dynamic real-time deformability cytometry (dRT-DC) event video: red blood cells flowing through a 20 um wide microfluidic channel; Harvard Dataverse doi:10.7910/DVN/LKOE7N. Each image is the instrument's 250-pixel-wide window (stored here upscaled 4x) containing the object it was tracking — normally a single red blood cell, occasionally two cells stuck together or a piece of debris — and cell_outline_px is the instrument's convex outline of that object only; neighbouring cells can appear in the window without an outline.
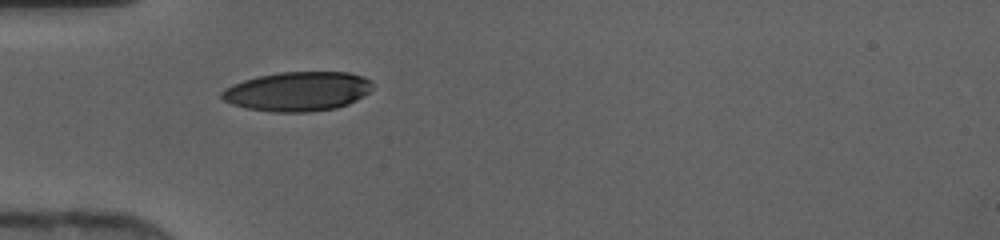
{"species": "human", "species_latin": "Homo sapiens", "temperature_condition": "cold", "stored_images_in_passage": 32, "camera_frame_rate_fps": 3000, "um_per_image_px": 0.085, "donor": {"sex": "female"}, "frame": {"image": 1, "passage_image": 1, "time_ms": 0.0, "image_size_px": [1000, 240], "cell_outline_px": [[372, 88], [364, 96], [348, 104], [336, 108], [308, 112], [272, 112], [244, 108], [232, 104], [224, 100], [220, 96], [220, 92], [224, 88], [232, 84], [244, 80], [260, 76], [280, 72], [348, 72], [364, 76], [372, 80]], "centroid_in_image_um": [25.3, 7.77], "position_along_channel_um": 59.7, "area_um2": 34.8}}
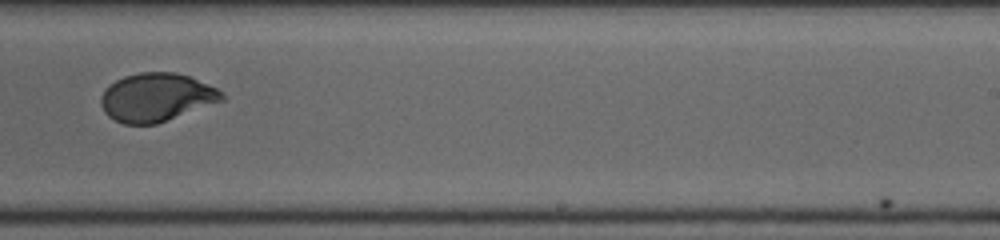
{"frame": {"image": 2, "passage_image": 16, "time_ms": 5.0, "image_size_px": [1000, 240], "cell_outline_px": [[224, 100], [156, 124], [124, 124], [108, 116], [104, 112], [100, 104], [100, 96], [104, 88], [116, 80], [124, 76], [140, 72], [176, 72], [188, 76], [216, 88], [224, 92]], "centroid_in_image_um": [13.26, 8.27], "position_along_channel_um": 275.7, "area_um2": 34.04}}
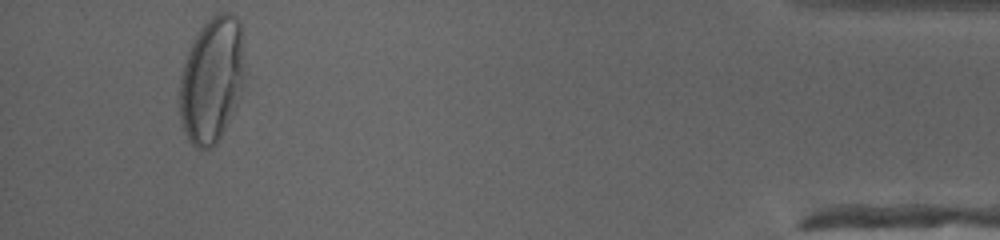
{"frame": {"image": 3, "passage_image": 30, "time_ms": 9.667, "image_size_px": [1000, 240], "cell_outline_px": [[244, 68], [240, 96], [216, 144], [208, 148], [196, 148], [188, 140], [184, 132], [180, 120], [180, 80], [184, 64], [188, 52], [200, 28], [216, 12], [232, 12], [240, 20], [244, 56]], "centroid_in_image_um": [18.0, 6.76], "position_along_channel_um": 417.2, "area_um2": 47.4}}